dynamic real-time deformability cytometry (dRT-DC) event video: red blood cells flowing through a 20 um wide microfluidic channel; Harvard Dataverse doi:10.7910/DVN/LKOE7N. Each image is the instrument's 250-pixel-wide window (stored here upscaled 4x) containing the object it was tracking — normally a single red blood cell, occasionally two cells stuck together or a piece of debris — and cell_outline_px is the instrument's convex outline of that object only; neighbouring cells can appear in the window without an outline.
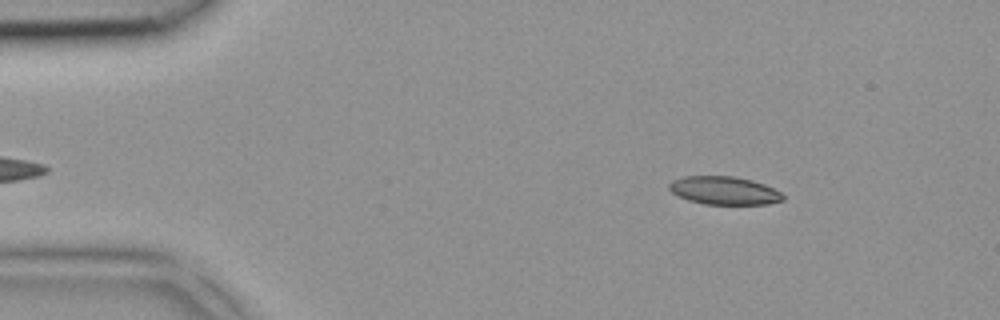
{"species": "common noctule bat (a hibernating species)", "species_latin": "Nyctalus noctula", "temperature_condition": "room temperature", "stored_images_in_passage": 2, "camera_frame_rate_fps": 3000, "um_per_image_px": 0.085, "animal": {"sex": "female", "body_mass_g": 18.4}, "frame": {"image": 1, "passage_image": 1, "time_ms": 0.0, "image_size_px": [1000, 320], "cell_outline_px": [[784, 200], [768, 204], [704, 204], [688, 200], [672, 192], [668, 188], [668, 184], [672, 180], [684, 176], [732, 176], [752, 180], [764, 184], [780, 192], [784, 196]], "centroid_in_image_um": [61.54, 16.19], "position_along_channel_um": 23.5, "area_um2": 18.61}}